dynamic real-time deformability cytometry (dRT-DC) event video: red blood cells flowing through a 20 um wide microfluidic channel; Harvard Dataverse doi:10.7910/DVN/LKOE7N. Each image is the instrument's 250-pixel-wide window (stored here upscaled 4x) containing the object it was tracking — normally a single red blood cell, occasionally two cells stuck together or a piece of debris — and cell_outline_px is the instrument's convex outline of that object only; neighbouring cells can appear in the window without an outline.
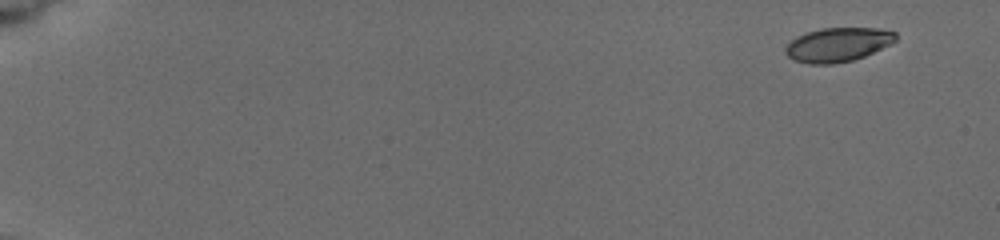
{"species": "common noctule bat (a hibernating species)", "species_latin": "Nyctalus noctula", "temperature_condition": "cold", "stored_images_in_passage": 6, "camera_frame_rate_fps": 3000, "um_per_image_px": 0.085, "animal": {"sex": "female", "body_mass_g": 19.5, "forearm_length_mm": 54.1}, "frame": {"image": 1, "passage_image": 1, "time_ms": 0.0, "image_size_px": [1000, 240], "cell_outline_px": [[896, 40], [892, 44], [864, 56], [852, 60], [832, 64], [808, 64], [796, 60], [788, 56], [784, 52], [784, 48], [796, 36], [804, 32], [820, 28], [880, 28], [896, 32]], "centroid_in_image_um": [71.21, 3.78], "position_along_channel_um": 13.8, "area_um2": 22.02}}
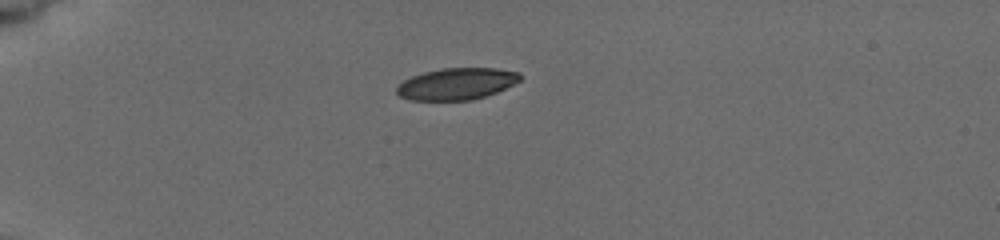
{"frame": {"image": 2, "passage_image": 5, "time_ms": 4.333, "image_size_px": [1000, 240], "cell_outline_px": [[520, 80], [496, 92], [472, 100], [408, 100], [400, 96], [396, 92], [396, 88], [404, 80], [412, 76], [424, 72], [440, 68], [496, 68], [520, 72]], "centroid_in_image_um": [38.79, 7.12], "position_along_channel_um": 46.2, "area_um2": 22.66}}